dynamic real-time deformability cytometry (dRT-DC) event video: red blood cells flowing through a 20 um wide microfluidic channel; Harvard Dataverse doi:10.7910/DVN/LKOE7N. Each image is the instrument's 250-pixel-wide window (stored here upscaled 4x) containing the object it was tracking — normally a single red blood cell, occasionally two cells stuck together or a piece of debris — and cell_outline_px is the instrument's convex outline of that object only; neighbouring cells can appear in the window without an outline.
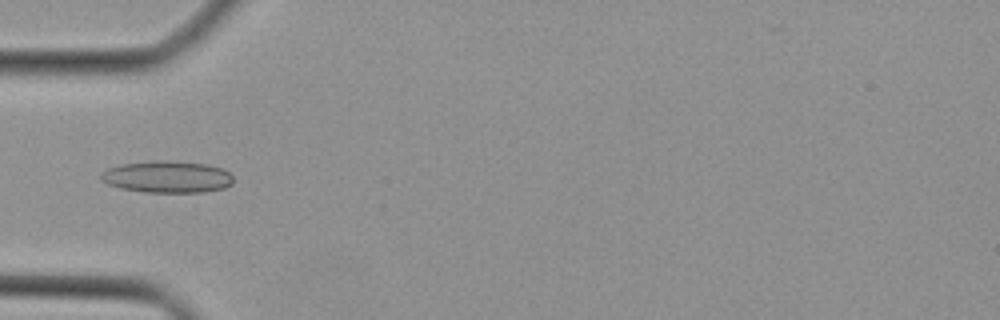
{"species": "Egyptian fruit bat (a non-hibernating species)", "species_latin": "Rousettus aegyptiacus", "temperature_condition": "cold", "stored_images_in_passage": 34, "camera_frame_rate_fps": 3000, "um_per_image_px": 0.085, "animal": {"sex": "female"}, "frame": {"image": 1, "passage_image": 5, "time_ms": 1.333, "image_size_px": [1000, 320], "cell_outline_px": [[232, 184], [224, 188], [204, 192], [144, 192], [120, 188], [108, 184], [100, 180], [100, 172], [108, 168], [120, 164], [156, 160], [168, 160], [208, 164], [224, 168], [232, 176]], "centroid_in_image_um": [14.2, 15.02], "position_along_channel_um": 70.8, "area_um2": 24.85}}
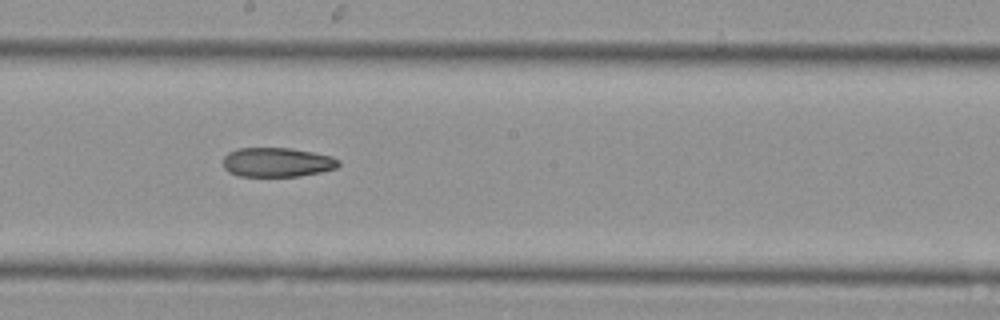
{"frame": {"image": 2, "passage_image": 15, "time_ms": 4.667, "image_size_px": [1000, 320], "cell_outline_px": [[340, 164], [336, 168], [320, 172], [296, 176], [240, 176], [228, 172], [224, 168], [224, 156], [228, 152], [236, 148], [292, 148], [332, 156], [340, 160]], "centroid_in_image_um": [23.55, 13.78], "position_along_channel_um": 224.7, "area_um2": 19.77}}
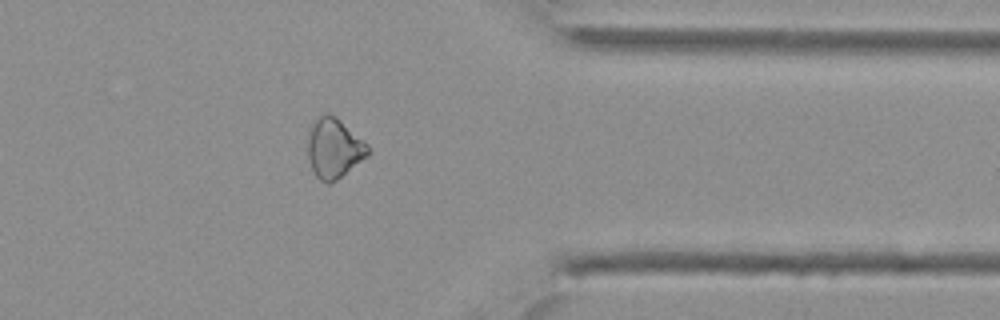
{"frame": {"image": 3, "passage_image": 26, "time_ms": 8.333, "image_size_px": [1000, 320], "cell_outline_px": [[372, 152], [368, 156], [336, 180], [328, 184], [320, 180], [316, 176], [312, 168], [308, 156], [308, 140], [312, 124], [324, 112], [328, 112], [336, 116], [368, 144]], "centroid_in_image_um": [28.42, 12.59], "position_along_channel_um": 383.0, "area_um2": 20.92}}